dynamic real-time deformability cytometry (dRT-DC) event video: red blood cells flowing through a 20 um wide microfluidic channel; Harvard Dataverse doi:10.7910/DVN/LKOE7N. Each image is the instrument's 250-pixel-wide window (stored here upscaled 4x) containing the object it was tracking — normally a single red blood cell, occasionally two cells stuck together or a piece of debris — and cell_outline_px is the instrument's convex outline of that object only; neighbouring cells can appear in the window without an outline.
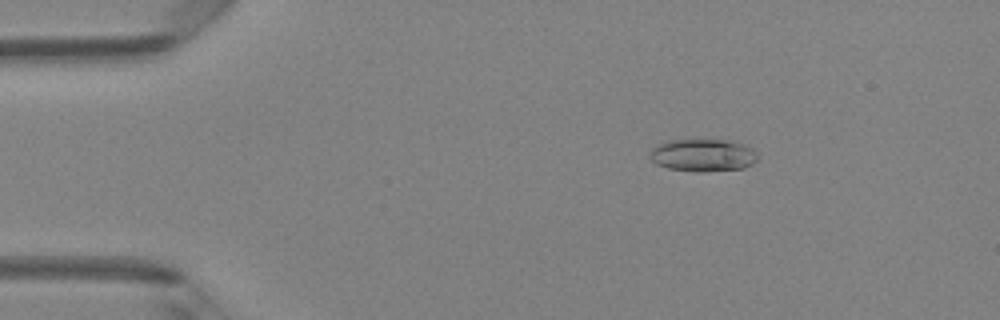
{"species": "Egyptian fruit bat (a non-hibernating species)", "species_latin": "Rousettus aegyptiacus", "temperature_condition": "room temperature", "stored_images_in_passage": 3, "camera_frame_rate_fps": 3000, "um_per_image_px": 0.085, "animal": {"sex": "female"}, "frame": {"image": 1, "passage_image": 1, "time_ms": 0.0, "image_size_px": [1000, 320], "cell_outline_px": [[756, 160], [752, 164], [744, 168], [704, 172], [700, 172], [668, 168], [656, 164], [648, 156], [652, 148], [656, 144], [668, 140], [732, 140], [744, 144], [752, 148], [756, 152]], "centroid_in_image_um": [59.73, 13.19], "position_along_channel_um": 25.3, "area_um2": 20.58}}
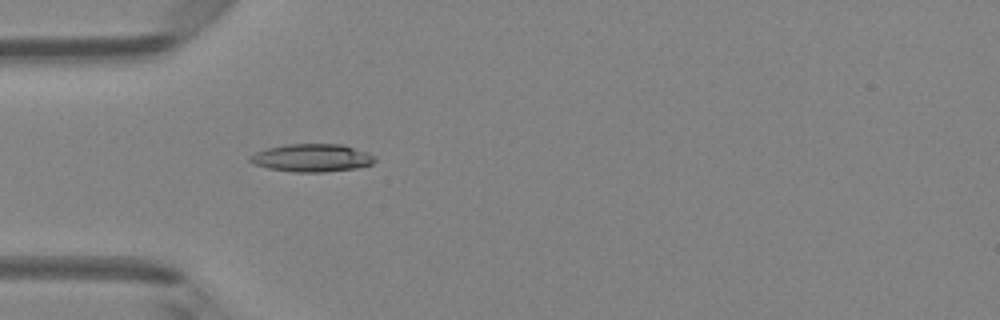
{"frame": {"image": 2, "passage_image": 3, "time_ms": 0.667, "image_size_px": [1000, 320], "cell_outline_px": [[376, 160], [372, 164], [356, 168], [324, 172], [292, 172], [268, 168], [252, 164], [248, 160], [248, 156], [256, 152], [268, 148], [288, 144], [344, 144], [376, 156]], "centroid_in_image_um": [26.5, 13.42], "position_along_channel_um": 58.5, "area_um2": 20.35}}